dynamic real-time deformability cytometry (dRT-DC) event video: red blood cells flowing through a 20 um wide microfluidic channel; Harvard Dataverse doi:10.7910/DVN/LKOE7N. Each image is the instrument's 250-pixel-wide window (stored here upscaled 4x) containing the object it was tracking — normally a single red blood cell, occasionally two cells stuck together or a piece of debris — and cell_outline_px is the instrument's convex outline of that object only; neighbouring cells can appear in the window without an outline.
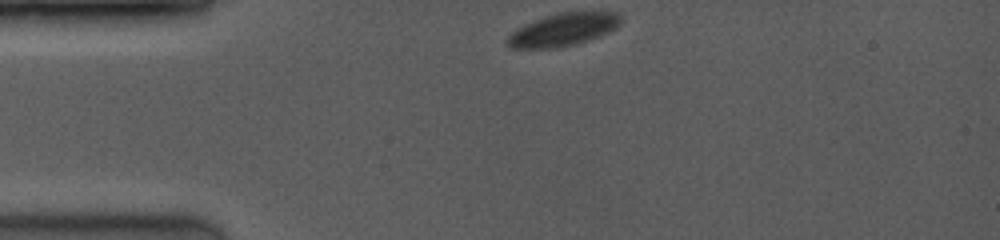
{"species": "common noctule bat (a hibernating species)", "species_latin": "Nyctalus noctula", "temperature_condition": "room temperature", "stored_images_in_passage": 8, "camera_frame_rate_fps": 3500, "um_per_image_px": 0.085, "animal": {"sex": "female", "body_mass_g": 19.0, "forearm_length_mm": 53.3}, "frame": {"image": 1, "passage_image": 1, "time_ms": 0.0, "image_size_px": [1000, 240], "cell_outline_px": [[620, 24], [588, 40], [556, 48], [512, 48], [504, 40], [516, 28], [532, 20], [544, 16], [560, 12], [616, 12], [620, 16]], "centroid_in_image_um": [47.77, 2.51], "position_along_channel_um": 37.2, "area_um2": 21.21}}